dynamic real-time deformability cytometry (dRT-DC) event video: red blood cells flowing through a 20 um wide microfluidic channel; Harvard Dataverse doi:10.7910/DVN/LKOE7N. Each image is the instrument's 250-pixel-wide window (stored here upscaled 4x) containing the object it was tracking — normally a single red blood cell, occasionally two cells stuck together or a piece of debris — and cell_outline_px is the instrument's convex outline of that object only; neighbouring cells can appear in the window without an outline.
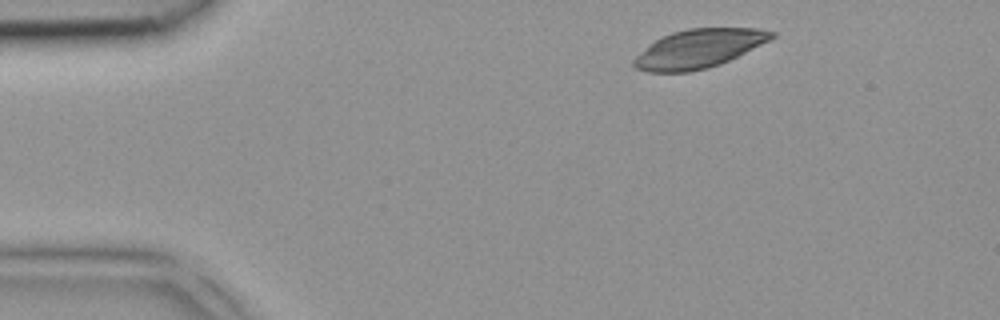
{"species": "common noctule bat (a hibernating species)", "species_latin": "Nyctalus noctula", "temperature_condition": "room temperature", "stored_images_in_passage": 3, "camera_frame_rate_fps": 3000, "um_per_image_px": 0.085, "animal": {"sex": "female", "body_mass_g": 18.4}, "frame": {"image": 1, "passage_image": 1, "time_ms": 0.0, "image_size_px": [1000, 320], "cell_outline_px": [[776, 36], [720, 64], [708, 68], [688, 72], [648, 72], [636, 68], [632, 64], [632, 60], [648, 44], [672, 32], [688, 28], [760, 28], [776, 32]], "centroid_in_image_um": [59.36, 4.13], "position_along_channel_um": 25.6, "area_um2": 30.75}}